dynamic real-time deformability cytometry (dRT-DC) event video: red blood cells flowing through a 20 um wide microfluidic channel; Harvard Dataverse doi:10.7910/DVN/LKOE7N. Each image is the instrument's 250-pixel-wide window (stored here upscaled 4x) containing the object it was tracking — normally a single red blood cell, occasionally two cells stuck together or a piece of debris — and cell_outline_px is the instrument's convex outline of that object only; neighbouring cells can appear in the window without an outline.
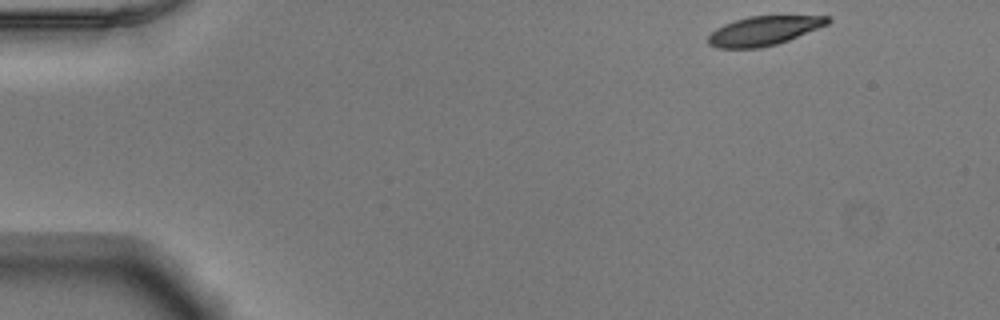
{"species": "Egyptian fruit bat (a non-hibernating species)", "species_latin": "Rousettus aegyptiacus", "temperature_condition": "warm", "stored_images_in_passage": 48, "camera_frame_rate_fps": 3000, "um_per_image_px": 0.085, "animal": {"sex": "male"}, "frame": {"image": 1, "passage_image": 1, "time_ms": 0.0, "image_size_px": [1000, 320], "cell_outline_px": [[832, 20], [828, 24], [788, 40], [776, 44], [760, 48], [716, 48], [708, 44], [708, 36], [716, 28], [724, 24], [748, 16], [828, 16]], "centroid_in_image_um": [64.9, 2.62], "position_along_channel_um": 20.1, "area_um2": 20.17}}
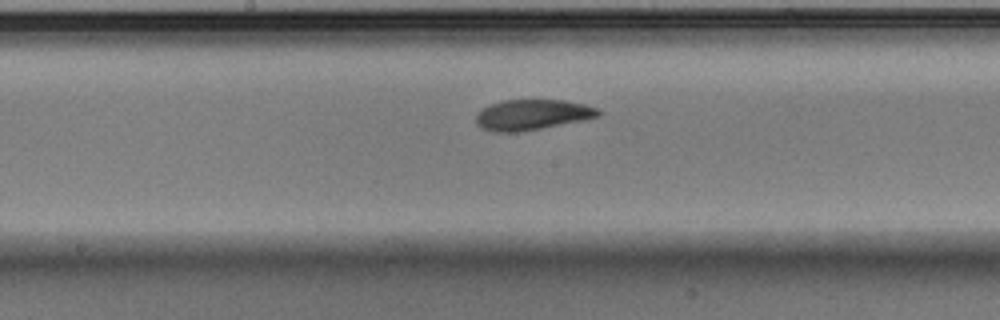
{"frame": {"image": 2, "passage_image": 23, "time_ms": 7.333, "image_size_px": [1000, 320], "cell_outline_px": [[600, 116], [584, 120], [520, 132], [492, 132], [480, 128], [476, 124], [476, 112], [492, 104], [504, 100], [564, 100], [584, 104], [596, 108], [600, 112]], "centroid_in_image_um": [45.2, 9.76], "position_along_channel_um": 203.0, "area_um2": 21.73}}
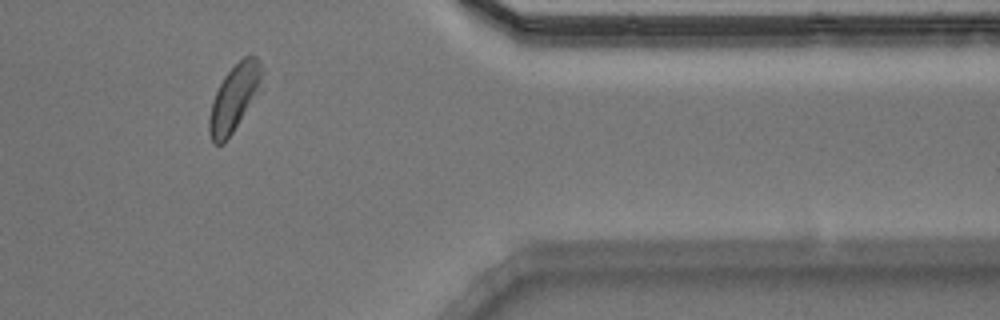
{"frame": {"image": 3, "passage_image": 39, "time_ms": 12.667, "image_size_px": [1000, 320], "cell_outline_px": [[264, 88], [224, 144], [212, 144], [208, 132], [208, 120], [212, 100], [224, 76], [244, 56], [252, 52], [260, 60], [264, 68]], "centroid_in_image_um": [19.99, 8.29], "position_along_channel_um": 391.4, "area_um2": 21.44}, "authors_computed_cell_mechanics": {"area_um2": 21.7328, "velocity_mm_per_s": 3.8745, "shape_relaxation_time_tau1_ms": 8.5781, "shape_relaxation_time_tau2_ms": 2.8519, "deformation_change_tau1": 0.2424, "deformation_change_tau2": 0.076}}